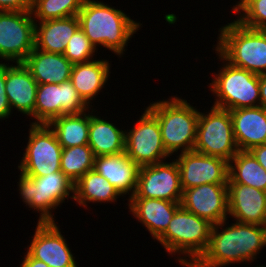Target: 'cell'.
Instances as JSON below:
<instances>
[{
  "mask_svg": "<svg viewBox=\"0 0 266 267\" xmlns=\"http://www.w3.org/2000/svg\"><path fill=\"white\" fill-rule=\"evenodd\" d=\"M235 222L225 227L224 220L212 226L206 251L191 267H224L257 259L266 247V226Z\"/></svg>",
  "mask_w": 266,
  "mask_h": 267,
  "instance_id": "1",
  "label": "cell"
},
{
  "mask_svg": "<svg viewBox=\"0 0 266 267\" xmlns=\"http://www.w3.org/2000/svg\"><path fill=\"white\" fill-rule=\"evenodd\" d=\"M77 16L80 28L96 50L100 45L119 57L123 56L128 41L142 25L122 10L95 0H85Z\"/></svg>",
  "mask_w": 266,
  "mask_h": 267,
  "instance_id": "2",
  "label": "cell"
},
{
  "mask_svg": "<svg viewBox=\"0 0 266 267\" xmlns=\"http://www.w3.org/2000/svg\"><path fill=\"white\" fill-rule=\"evenodd\" d=\"M215 51L220 61L257 75L266 73V30L253 29L237 20L219 29Z\"/></svg>",
  "mask_w": 266,
  "mask_h": 267,
  "instance_id": "3",
  "label": "cell"
},
{
  "mask_svg": "<svg viewBox=\"0 0 266 267\" xmlns=\"http://www.w3.org/2000/svg\"><path fill=\"white\" fill-rule=\"evenodd\" d=\"M146 108L159 121L163 145L170 155L180 149V153L193 151L200 113L197 108L176 96L152 102Z\"/></svg>",
  "mask_w": 266,
  "mask_h": 267,
  "instance_id": "4",
  "label": "cell"
},
{
  "mask_svg": "<svg viewBox=\"0 0 266 267\" xmlns=\"http://www.w3.org/2000/svg\"><path fill=\"white\" fill-rule=\"evenodd\" d=\"M213 224L180 206L166 231L157 239L165 251L179 257V264L191 267L206 251ZM188 257V258H187Z\"/></svg>",
  "mask_w": 266,
  "mask_h": 267,
  "instance_id": "5",
  "label": "cell"
},
{
  "mask_svg": "<svg viewBox=\"0 0 266 267\" xmlns=\"http://www.w3.org/2000/svg\"><path fill=\"white\" fill-rule=\"evenodd\" d=\"M19 177L21 199L40 214L38 222H54L51 211L60 207L71 193L70 198L74 199V183L62 171L42 177H28L20 172Z\"/></svg>",
  "mask_w": 266,
  "mask_h": 267,
  "instance_id": "6",
  "label": "cell"
},
{
  "mask_svg": "<svg viewBox=\"0 0 266 267\" xmlns=\"http://www.w3.org/2000/svg\"><path fill=\"white\" fill-rule=\"evenodd\" d=\"M210 83L214 107L234 110L260 106L259 75L226 62Z\"/></svg>",
  "mask_w": 266,
  "mask_h": 267,
  "instance_id": "7",
  "label": "cell"
},
{
  "mask_svg": "<svg viewBox=\"0 0 266 267\" xmlns=\"http://www.w3.org/2000/svg\"><path fill=\"white\" fill-rule=\"evenodd\" d=\"M193 151L219 157L229 162L239 151L229 110L212 106L207 114L200 112Z\"/></svg>",
  "mask_w": 266,
  "mask_h": 267,
  "instance_id": "8",
  "label": "cell"
},
{
  "mask_svg": "<svg viewBox=\"0 0 266 267\" xmlns=\"http://www.w3.org/2000/svg\"><path fill=\"white\" fill-rule=\"evenodd\" d=\"M62 146L46 124H31L28 143L18 169L28 177H42L61 171Z\"/></svg>",
  "mask_w": 266,
  "mask_h": 267,
  "instance_id": "9",
  "label": "cell"
},
{
  "mask_svg": "<svg viewBox=\"0 0 266 267\" xmlns=\"http://www.w3.org/2000/svg\"><path fill=\"white\" fill-rule=\"evenodd\" d=\"M135 124L125 132V154L134 163L153 165L171 156L163 145L159 121L147 108Z\"/></svg>",
  "mask_w": 266,
  "mask_h": 267,
  "instance_id": "10",
  "label": "cell"
},
{
  "mask_svg": "<svg viewBox=\"0 0 266 267\" xmlns=\"http://www.w3.org/2000/svg\"><path fill=\"white\" fill-rule=\"evenodd\" d=\"M35 47L31 12L0 11V59L23 63Z\"/></svg>",
  "mask_w": 266,
  "mask_h": 267,
  "instance_id": "11",
  "label": "cell"
},
{
  "mask_svg": "<svg viewBox=\"0 0 266 267\" xmlns=\"http://www.w3.org/2000/svg\"><path fill=\"white\" fill-rule=\"evenodd\" d=\"M88 109L92 110L81 98L71 80L61 84H40L36 91V121L31 124L48 125L59 116L82 113Z\"/></svg>",
  "mask_w": 266,
  "mask_h": 267,
  "instance_id": "12",
  "label": "cell"
},
{
  "mask_svg": "<svg viewBox=\"0 0 266 267\" xmlns=\"http://www.w3.org/2000/svg\"><path fill=\"white\" fill-rule=\"evenodd\" d=\"M183 189L177 162L140 167L137 187L131 198H156L181 203Z\"/></svg>",
  "mask_w": 266,
  "mask_h": 267,
  "instance_id": "13",
  "label": "cell"
},
{
  "mask_svg": "<svg viewBox=\"0 0 266 267\" xmlns=\"http://www.w3.org/2000/svg\"><path fill=\"white\" fill-rule=\"evenodd\" d=\"M182 189L202 184H227L229 162L219 157L195 151L182 152L176 156Z\"/></svg>",
  "mask_w": 266,
  "mask_h": 267,
  "instance_id": "14",
  "label": "cell"
},
{
  "mask_svg": "<svg viewBox=\"0 0 266 267\" xmlns=\"http://www.w3.org/2000/svg\"><path fill=\"white\" fill-rule=\"evenodd\" d=\"M54 222H37L27 252L49 267H78L61 229Z\"/></svg>",
  "mask_w": 266,
  "mask_h": 267,
  "instance_id": "15",
  "label": "cell"
},
{
  "mask_svg": "<svg viewBox=\"0 0 266 267\" xmlns=\"http://www.w3.org/2000/svg\"><path fill=\"white\" fill-rule=\"evenodd\" d=\"M181 206L215 225L228 218L227 184H202L184 189Z\"/></svg>",
  "mask_w": 266,
  "mask_h": 267,
  "instance_id": "16",
  "label": "cell"
},
{
  "mask_svg": "<svg viewBox=\"0 0 266 267\" xmlns=\"http://www.w3.org/2000/svg\"><path fill=\"white\" fill-rule=\"evenodd\" d=\"M228 214L235 221L266 226V191L240 183H227Z\"/></svg>",
  "mask_w": 266,
  "mask_h": 267,
  "instance_id": "17",
  "label": "cell"
},
{
  "mask_svg": "<svg viewBox=\"0 0 266 267\" xmlns=\"http://www.w3.org/2000/svg\"><path fill=\"white\" fill-rule=\"evenodd\" d=\"M6 63V95L11 107L35 119V102L38 83L24 63ZM10 65V66H9Z\"/></svg>",
  "mask_w": 266,
  "mask_h": 267,
  "instance_id": "18",
  "label": "cell"
},
{
  "mask_svg": "<svg viewBox=\"0 0 266 267\" xmlns=\"http://www.w3.org/2000/svg\"><path fill=\"white\" fill-rule=\"evenodd\" d=\"M233 134L239 150L249 151L266 144V108L263 106L230 110Z\"/></svg>",
  "mask_w": 266,
  "mask_h": 267,
  "instance_id": "19",
  "label": "cell"
},
{
  "mask_svg": "<svg viewBox=\"0 0 266 267\" xmlns=\"http://www.w3.org/2000/svg\"><path fill=\"white\" fill-rule=\"evenodd\" d=\"M128 209L158 239L167 229L181 203L156 198H129Z\"/></svg>",
  "mask_w": 266,
  "mask_h": 267,
  "instance_id": "20",
  "label": "cell"
},
{
  "mask_svg": "<svg viewBox=\"0 0 266 267\" xmlns=\"http://www.w3.org/2000/svg\"><path fill=\"white\" fill-rule=\"evenodd\" d=\"M94 169L106 178L120 195L129 192V198L134 195L140 167L125 152L95 157Z\"/></svg>",
  "mask_w": 266,
  "mask_h": 267,
  "instance_id": "21",
  "label": "cell"
},
{
  "mask_svg": "<svg viewBox=\"0 0 266 267\" xmlns=\"http://www.w3.org/2000/svg\"><path fill=\"white\" fill-rule=\"evenodd\" d=\"M23 63L38 85L68 81L73 68L63 54L41 51L35 47Z\"/></svg>",
  "mask_w": 266,
  "mask_h": 267,
  "instance_id": "22",
  "label": "cell"
},
{
  "mask_svg": "<svg viewBox=\"0 0 266 267\" xmlns=\"http://www.w3.org/2000/svg\"><path fill=\"white\" fill-rule=\"evenodd\" d=\"M79 27L78 16L35 22V48L63 54L69 39Z\"/></svg>",
  "mask_w": 266,
  "mask_h": 267,
  "instance_id": "23",
  "label": "cell"
},
{
  "mask_svg": "<svg viewBox=\"0 0 266 267\" xmlns=\"http://www.w3.org/2000/svg\"><path fill=\"white\" fill-rule=\"evenodd\" d=\"M110 63L107 60H91L73 64L70 80L81 98L89 105L91 100L104 88L110 76Z\"/></svg>",
  "mask_w": 266,
  "mask_h": 267,
  "instance_id": "24",
  "label": "cell"
},
{
  "mask_svg": "<svg viewBox=\"0 0 266 267\" xmlns=\"http://www.w3.org/2000/svg\"><path fill=\"white\" fill-rule=\"evenodd\" d=\"M125 132L110 121L90 115L88 145L95 157L125 152Z\"/></svg>",
  "mask_w": 266,
  "mask_h": 267,
  "instance_id": "25",
  "label": "cell"
},
{
  "mask_svg": "<svg viewBox=\"0 0 266 267\" xmlns=\"http://www.w3.org/2000/svg\"><path fill=\"white\" fill-rule=\"evenodd\" d=\"M118 196L121 195L115 187L95 169L86 172L74 183V201L82 207L87 208L90 202H115Z\"/></svg>",
  "mask_w": 266,
  "mask_h": 267,
  "instance_id": "26",
  "label": "cell"
},
{
  "mask_svg": "<svg viewBox=\"0 0 266 267\" xmlns=\"http://www.w3.org/2000/svg\"><path fill=\"white\" fill-rule=\"evenodd\" d=\"M65 114L53 119L48 125L56 134L62 148L87 145L90 112Z\"/></svg>",
  "mask_w": 266,
  "mask_h": 267,
  "instance_id": "27",
  "label": "cell"
},
{
  "mask_svg": "<svg viewBox=\"0 0 266 267\" xmlns=\"http://www.w3.org/2000/svg\"><path fill=\"white\" fill-rule=\"evenodd\" d=\"M228 183H240L266 191V170L250 151L239 150L229 161Z\"/></svg>",
  "mask_w": 266,
  "mask_h": 267,
  "instance_id": "28",
  "label": "cell"
},
{
  "mask_svg": "<svg viewBox=\"0 0 266 267\" xmlns=\"http://www.w3.org/2000/svg\"><path fill=\"white\" fill-rule=\"evenodd\" d=\"M95 155L87 145L63 148L60 160L61 171L73 182L94 169Z\"/></svg>",
  "mask_w": 266,
  "mask_h": 267,
  "instance_id": "29",
  "label": "cell"
},
{
  "mask_svg": "<svg viewBox=\"0 0 266 267\" xmlns=\"http://www.w3.org/2000/svg\"><path fill=\"white\" fill-rule=\"evenodd\" d=\"M84 1L85 0H33L31 13L35 22L77 16Z\"/></svg>",
  "mask_w": 266,
  "mask_h": 267,
  "instance_id": "30",
  "label": "cell"
},
{
  "mask_svg": "<svg viewBox=\"0 0 266 267\" xmlns=\"http://www.w3.org/2000/svg\"><path fill=\"white\" fill-rule=\"evenodd\" d=\"M233 12L240 15L236 19L240 24L266 30V0H242Z\"/></svg>",
  "mask_w": 266,
  "mask_h": 267,
  "instance_id": "31",
  "label": "cell"
},
{
  "mask_svg": "<svg viewBox=\"0 0 266 267\" xmlns=\"http://www.w3.org/2000/svg\"><path fill=\"white\" fill-rule=\"evenodd\" d=\"M95 47L79 27L69 39L63 55L72 63H85L93 60Z\"/></svg>",
  "mask_w": 266,
  "mask_h": 267,
  "instance_id": "32",
  "label": "cell"
},
{
  "mask_svg": "<svg viewBox=\"0 0 266 267\" xmlns=\"http://www.w3.org/2000/svg\"><path fill=\"white\" fill-rule=\"evenodd\" d=\"M6 64H0V119H7L11 116V107L9 105L7 95H6Z\"/></svg>",
  "mask_w": 266,
  "mask_h": 267,
  "instance_id": "33",
  "label": "cell"
},
{
  "mask_svg": "<svg viewBox=\"0 0 266 267\" xmlns=\"http://www.w3.org/2000/svg\"><path fill=\"white\" fill-rule=\"evenodd\" d=\"M33 0H0V11L31 12Z\"/></svg>",
  "mask_w": 266,
  "mask_h": 267,
  "instance_id": "34",
  "label": "cell"
},
{
  "mask_svg": "<svg viewBox=\"0 0 266 267\" xmlns=\"http://www.w3.org/2000/svg\"><path fill=\"white\" fill-rule=\"evenodd\" d=\"M249 151L253 154L258 163L266 170V144L253 147Z\"/></svg>",
  "mask_w": 266,
  "mask_h": 267,
  "instance_id": "35",
  "label": "cell"
},
{
  "mask_svg": "<svg viewBox=\"0 0 266 267\" xmlns=\"http://www.w3.org/2000/svg\"><path fill=\"white\" fill-rule=\"evenodd\" d=\"M23 259L24 260L20 264V267H49L43 261H40V260L33 258L28 252H26Z\"/></svg>",
  "mask_w": 266,
  "mask_h": 267,
  "instance_id": "36",
  "label": "cell"
},
{
  "mask_svg": "<svg viewBox=\"0 0 266 267\" xmlns=\"http://www.w3.org/2000/svg\"><path fill=\"white\" fill-rule=\"evenodd\" d=\"M260 105L266 108V73L259 75Z\"/></svg>",
  "mask_w": 266,
  "mask_h": 267,
  "instance_id": "37",
  "label": "cell"
},
{
  "mask_svg": "<svg viewBox=\"0 0 266 267\" xmlns=\"http://www.w3.org/2000/svg\"><path fill=\"white\" fill-rule=\"evenodd\" d=\"M242 0H240L235 6L233 5V8L234 9Z\"/></svg>",
  "mask_w": 266,
  "mask_h": 267,
  "instance_id": "38",
  "label": "cell"
}]
</instances>
